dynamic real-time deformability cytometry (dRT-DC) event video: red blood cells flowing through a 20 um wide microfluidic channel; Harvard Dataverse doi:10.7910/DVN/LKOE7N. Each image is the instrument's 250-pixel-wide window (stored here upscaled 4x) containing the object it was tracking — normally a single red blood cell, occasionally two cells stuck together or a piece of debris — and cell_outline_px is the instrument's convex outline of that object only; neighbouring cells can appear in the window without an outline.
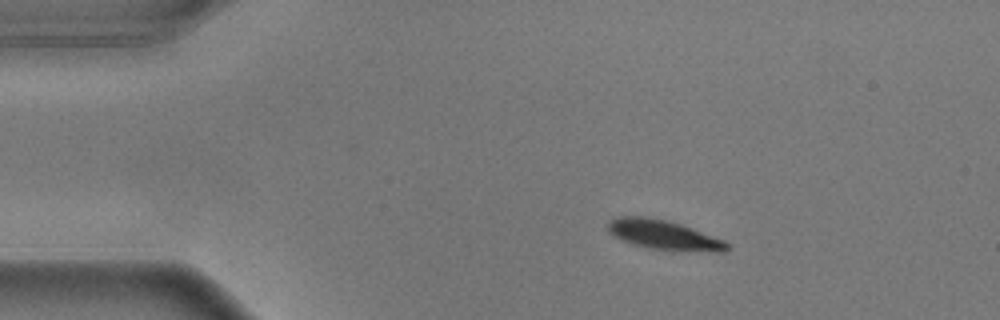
{"species": "common noctule bat (a hibernating species)", "species_latin": "Nyctalus noctula", "temperature_condition": "warm", "stored_images_in_passage": 48, "camera_frame_rate_fps": 3000, "um_per_image_px": 0.085, "animal": {"sex": "male", "body_mass_g": 17.9}, "frame": {"image": 1, "passage_image": 1, "time_ms": 0.0, "image_size_px": [1000, 320], "cell_outline_px": [[732, 248], [724, 252], [716, 252], [652, 248], [632, 244], [608, 232], [608, 220], [616, 216], [648, 216], [668, 220], [692, 228], [724, 240]], "centroid_in_image_um": [56.42, 19.94], "position_along_channel_um": 28.6, "area_um2": 20.35}}
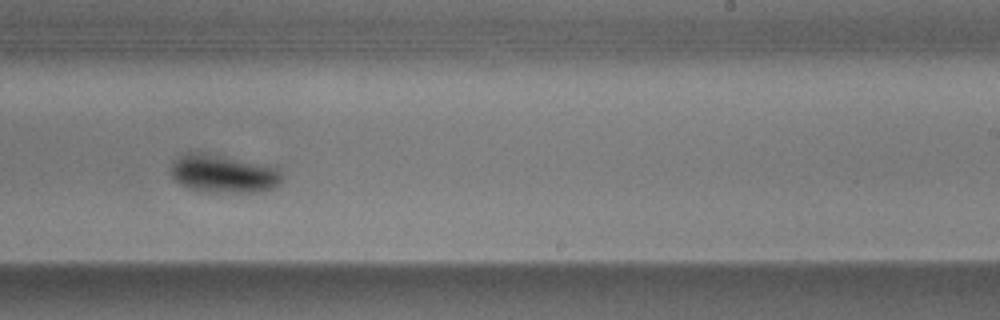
{"frame": {"image": 2, "passage_image": 26, "time_ms": 8.333, "image_size_px": [1000, 320], "cell_outline_px": [[284, 176], [280, 184], [276, 188], [260, 192], [200, 192], [188, 188], [180, 184], [172, 176], [172, 164], [184, 152], [200, 152], [220, 156], [276, 168]], "centroid_in_image_um": [18.99, 14.8], "position_along_channel_um": 270.0, "area_um2": 24.39}}
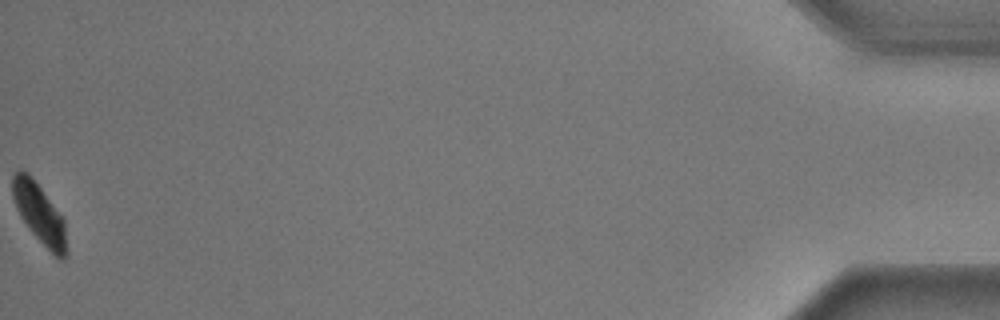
{"frame": {"image": 3, "passage_image": 48, "time_ms": 15.667, "image_size_px": [1000, 320], "cell_outline_px": [[68, 256], [64, 260], [60, 260], [32, 232], [20, 216], [16, 208], [12, 196], [12, 172], [20, 168], [28, 172], [64, 220], [68, 252]], "centroid_in_image_um": [3.34, 18.14], "position_along_channel_um": 431.9, "area_um2": 18.67}, "authors_computed_cell_mechanics": {"area_um2": 21.5883, "velocity_mm_per_s": 3.5684, "shape_relaxation_time_tau1_ms": 1.946, "shape_relaxation_time_tau2_ms": null, "deformation_change_tau1": 0.1227, "deformation_change_tau2": null}}